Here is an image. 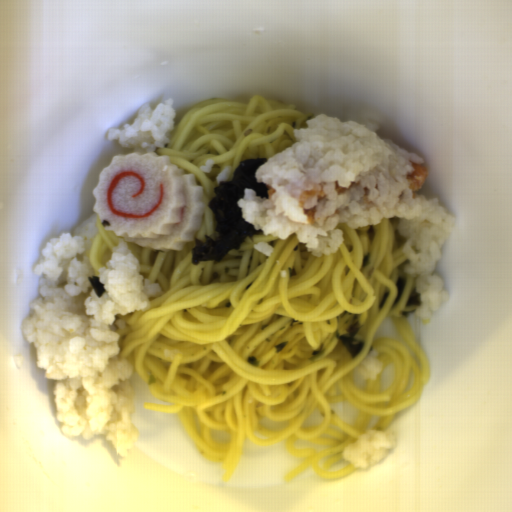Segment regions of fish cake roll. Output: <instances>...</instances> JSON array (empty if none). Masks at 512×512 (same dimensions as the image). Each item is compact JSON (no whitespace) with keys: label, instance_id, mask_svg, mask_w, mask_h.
Wrapping results in <instances>:
<instances>
[{"label":"fish cake roll","instance_id":"14b837c1","mask_svg":"<svg viewBox=\"0 0 512 512\" xmlns=\"http://www.w3.org/2000/svg\"><path fill=\"white\" fill-rule=\"evenodd\" d=\"M204 186L156 152L116 154L101 170L92 211L104 231L159 252L181 251L201 229Z\"/></svg>","mask_w":512,"mask_h":512}]
</instances>
